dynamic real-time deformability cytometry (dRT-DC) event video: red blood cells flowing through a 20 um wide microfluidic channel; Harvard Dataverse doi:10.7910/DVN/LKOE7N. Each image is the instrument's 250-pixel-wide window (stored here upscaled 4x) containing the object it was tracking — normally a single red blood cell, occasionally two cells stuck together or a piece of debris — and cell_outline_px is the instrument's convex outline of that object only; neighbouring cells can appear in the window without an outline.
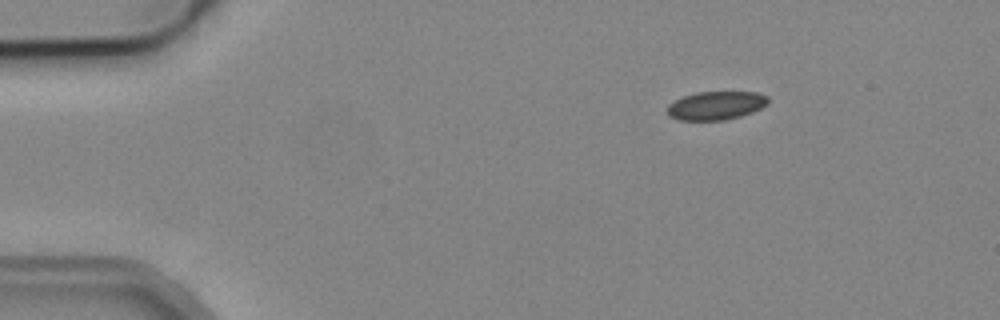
{"species": "common noctule bat (a hibernating species)", "species_latin": "Nyctalus noctula", "temperature_condition": "cold", "stored_images_in_passage": 3, "camera_frame_rate_fps": 3000, "um_per_image_px": 0.085, "animal": {"sex": "male", "body_mass_g": 19.2, "forearm_length_mm": 51.8}, "frame": {"image": 1, "passage_image": 1, "time_ms": 0.0, "image_size_px": [1000, 320], "cell_outline_px": [[768, 104], [752, 112], [740, 116], [724, 120], [676, 120], [668, 116], [668, 104], [684, 96], [696, 92], [756, 92], [768, 96]], "centroid_in_image_um": [60.85, 8.97], "position_along_channel_um": 24.2, "area_um2": 16.7}}